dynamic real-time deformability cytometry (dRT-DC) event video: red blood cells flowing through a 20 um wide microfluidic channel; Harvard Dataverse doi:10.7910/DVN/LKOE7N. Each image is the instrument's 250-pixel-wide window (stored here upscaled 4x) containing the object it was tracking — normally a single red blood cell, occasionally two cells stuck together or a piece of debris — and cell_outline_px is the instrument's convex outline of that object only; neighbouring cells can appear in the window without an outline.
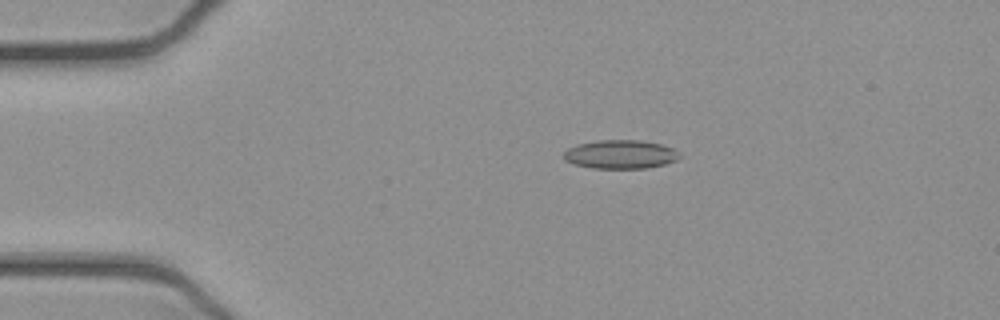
{"species": "common noctule bat (a hibernating species)", "species_latin": "Nyctalus noctula", "temperature_condition": "cold", "stored_images_in_passage": 53, "camera_frame_rate_fps": 3000, "um_per_image_px": 0.085, "animal": {"sex": "female", "body_mass_g": 21.9}, "frame": {"image": 1, "passage_image": 11, "time_ms": 3.333, "image_size_px": [1000, 320], "cell_outline_px": [[680, 156], [676, 160], [664, 164], [648, 168], [592, 168], [572, 164], [564, 160], [564, 152], [568, 148], [576, 144], [596, 140], [640, 140], [660, 144], [672, 148], [680, 152]], "centroid_in_image_um": [52.71, 13.12], "position_along_channel_um": 32.3, "area_um2": 19.48}}
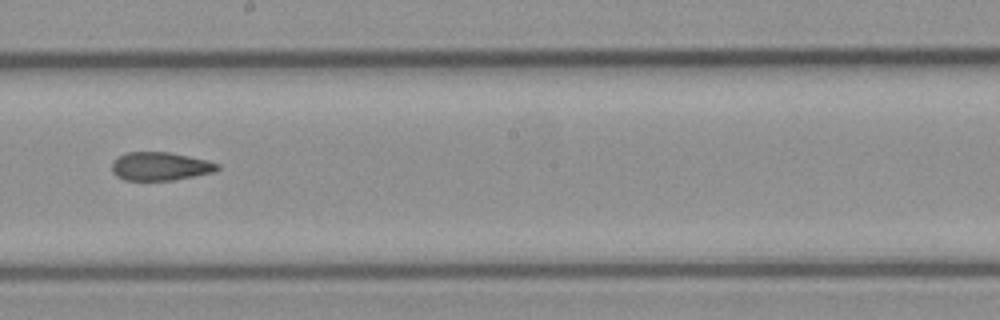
{"frame": {"image": 2, "passage_image": 30, "time_ms": 9.667, "image_size_px": [1000, 320], "cell_outline_px": [[220, 168], [216, 172], [172, 180], [124, 180], [116, 176], [112, 172], [112, 160], [128, 152], [168, 152], [208, 160], [220, 164]], "centroid_in_image_um": [13.63, 14.14], "position_along_channel_um": 234.6, "area_um2": 17.51}}
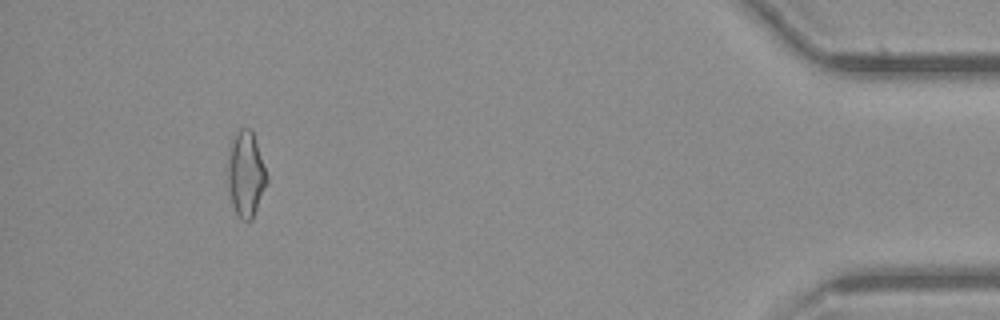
{"frame": {"image": 3, "passage_image": 49, "time_ms": 16.0, "image_size_px": [1000, 320], "cell_outline_px": [[268, 180], [252, 220], [240, 220], [232, 204], [228, 192], [228, 144], [236, 132], [240, 128], [252, 128], [268, 176]], "centroid_in_image_um": [20.88, 14.76], "position_along_channel_um": 414.3, "area_um2": 19.77}, "authors_computed_cell_mechanics": {"area_um2": 18.496, "velocity_mm_per_s": 3.9151, "shape_relaxation_time_tau1_ms": null, "shape_relaxation_time_tau2_ms": 3.681, "deformation_change_tau1": null, "deformation_change_tau2": 0.1208}}